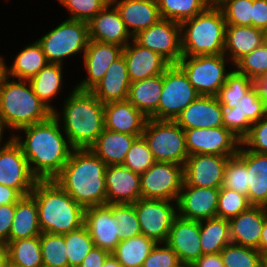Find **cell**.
Returning a JSON list of instances; mask_svg holds the SVG:
<instances>
[{
  "mask_svg": "<svg viewBox=\"0 0 267 267\" xmlns=\"http://www.w3.org/2000/svg\"><path fill=\"white\" fill-rule=\"evenodd\" d=\"M58 113L55 110L47 120L18 129L20 132L24 131L26 137L24 141L20 136L14 133L12 135L21 147L32 174L38 180L54 179L74 149L68 138L62 135Z\"/></svg>",
  "mask_w": 267,
  "mask_h": 267,
  "instance_id": "6da1fadb",
  "label": "cell"
},
{
  "mask_svg": "<svg viewBox=\"0 0 267 267\" xmlns=\"http://www.w3.org/2000/svg\"><path fill=\"white\" fill-rule=\"evenodd\" d=\"M106 167L89 148L73 149L54 180L83 208L106 205Z\"/></svg>",
  "mask_w": 267,
  "mask_h": 267,
  "instance_id": "7a4b0ae2",
  "label": "cell"
},
{
  "mask_svg": "<svg viewBox=\"0 0 267 267\" xmlns=\"http://www.w3.org/2000/svg\"><path fill=\"white\" fill-rule=\"evenodd\" d=\"M31 195L38 206V220L42 233L65 234L83 225L84 208L54 179L37 180Z\"/></svg>",
  "mask_w": 267,
  "mask_h": 267,
  "instance_id": "3957f363",
  "label": "cell"
},
{
  "mask_svg": "<svg viewBox=\"0 0 267 267\" xmlns=\"http://www.w3.org/2000/svg\"><path fill=\"white\" fill-rule=\"evenodd\" d=\"M61 113L66 137L74 149H88L105 128L104 105L91 91L73 88Z\"/></svg>",
  "mask_w": 267,
  "mask_h": 267,
  "instance_id": "277c9868",
  "label": "cell"
},
{
  "mask_svg": "<svg viewBox=\"0 0 267 267\" xmlns=\"http://www.w3.org/2000/svg\"><path fill=\"white\" fill-rule=\"evenodd\" d=\"M180 26L183 56L224 53L226 21L219 6H208Z\"/></svg>",
  "mask_w": 267,
  "mask_h": 267,
  "instance_id": "5b68a950",
  "label": "cell"
},
{
  "mask_svg": "<svg viewBox=\"0 0 267 267\" xmlns=\"http://www.w3.org/2000/svg\"><path fill=\"white\" fill-rule=\"evenodd\" d=\"M53 111L35 94L29 80L9 77L0 86V117L6 128L18 129L47 120Z\"/></svg>",
  "mask_w": 267,
  "mask_h": 267,
  "instance_id": "8992f818",
  "label": "cell"
},
{
  "mask_svg": "<svg viewBox=\"0 0 267 267\" xmlns=\"http://www.w3.org/2000/svg\"><path fill=\"white\" fill-rule=\"evenodd\" d=\"M142 137L156 162L184 165L189 157L185 132L175 121L148 118Z\"/></svg>",
  "mask_w": 267,
  "mask_h": 267,
  "instance_id": "52a82bcc",
  "label": "cell"
},
{
  "mask_svg": "<svg viewBox=\"0 0 267 267\" xmlns=\"http://www.w3.org/2000/svg\"><path fill=\"white\" fill-rule=\"evenodd\" d=\"M89 40L87 22L67 19L37 41L48 63L63 65V58L84 54Z\"/></svg>",
  "mask_w": 267,
  "mask_h": 267,
  "instance_id": "ba28073f",
  "label": "cell"
},
{
  "mask_svg": "<svg viewBox=\"0 0 267 267\" xmlns=\"http://www.w3.org/2000/svg\"><path fill=\"white\" fill-rule=\"evenodd\" d=\"M224 54L183 56L177 65L200 96H217L229 72H226Z\"/></svg>",
  "mask_w": 267,
  "mask_h": 267,
  "instance_id": "9c48e42d",
  "label": "cell"
},
{
  "mask_svg": "<svg viewBox=\"0 0 267 267\" xmlns=\"http://www.w3.org/2000/svg\"><path fill=\"white\" fill-rule=\"evenodd\" d=\"M199 96L184 71L177 64H171L163 72V88L158 104V120L175 121L180 113Z\"/></svg>",
  "mask_w": 267,
  "mask_h": 267,
  "instance_id": "30bf717a",
  "label": "cell"
},
{
  "mask_svg": "<svg viewBox=\"0 0 267 267\" xmlns=\"http://www.w3.org/2000/svg\"><path fill=\"white\" fill-rule=\"evenodd\" d=\"M183 182V165L155 162L140 175L141 198L177 203Z\"/></svg>",
  "mask_w": 267,
  "mask_h": 267,
  "instance_id": "8fae6325",
  "label": "cell"
},
{
  "mask_svg": "<svg viewBox=\"0 0 267 267\" xmlns=\"http://www.w3.org/2000/svg\"><path fill=\"white\" fill-rule=\"evenodd\" d=\"M162 199L140 198L135 203L140 229L143 235L156 243H165L174 219L178 216L177 203Z\"/></svg>",
  "mask_w": 267,
  "mask_h": 267,
  "instance_id": "7c38bea8",
  "label": "cell"
},
{
  "mask_svg": "<svg viewBox=\"0 0 267 267\" xmlns=\"http://www.w3.org/2000/svg\"><path fill=\"white\" fill-rule=\"evenodd\" d=\"M140 46L160 54L170 64H177L183 57L180 23L160 19L156 24L141 30L132 38Z\"/></svg>",
  "mask_w": 267,
  "mask_h": 267,
  "instance_id": "4fadbf2b",
  "label": "cell"
},
{
  "mask_svg": "<svg viewBox=\"0 0 267 267\" xmlns=\"http://www.w3.org/2000/svg\"><path fill=\"white\" fill-rule=\"evenodd\" d=\"M38 179L32 174L21 147L12 136L0 147V184L30 195Z\"/></svg>",
  "mask_w": 267,
  "mask_h": 267,
  "instance_id": "5bb4252c",
  "label": "cell"
},
{
  "mask_svg": "<svg viewBox=\"0 0 267 267\" xmlns=\"http://www.w3.org/2000/svg\"><path fill=\"white\" fill-rule=\"evenodd\" d=\"M189 156L194 154L235 156L241 140L225 127L184 130Z\"/></svg>",
  "mask_w": 267,
  "mask_h": 267,
  "instance_id": "9a60e30c",
  "label": "cell"
},
{
  "mask_svg": "<svg viewBox=\"0 0 267 267\" xmlns=\"http://www.w3.org/2000/svg\"><path fill=\"white\" fill-rule=\"evenodd\" d=\"M219 190L190 186L183 182L177 200L178 216L197 221L217 217Z\"/></svg>",
  "mask_w": 267,
  "mask_h": 267,
  "instance_id": "2e32d148",
  "label": "cell"
},
{
  "mask_svg": "<svg viewBox=\"0 0 267 267\" xmlns=\"http://www.w3.org/2000/svg\"><path fill=\"white\" fill-rule=\"evenodd\" d=\"M229 156L194 154L183 165L184 183L195 187L220 188Z\"/></svg>",
  "mask_w": 267,
  "mask_h": 267,
  "instance_id": "e0dca14e",
  "label": "cell"
},
{
  "mask_svg": "<svg viewBox=\"0 0 267 267\" xmlns=\"http://www.w3.org/2000/svg\"><path fill=\"white\" fill-rule=\"evenodd\" d=\"M83 225L90 234L94 247L108 251L110 254L121 242L118 219L111 212V204L84 208Z\"/></svg>",
  "mask_w": 267,
  "mask_h": 267,
  "instance_id": "ac0fdd59",
  "label": "cell"
},
{
  "mask_svg": "<svg viewBox=\"0 0 267 267\" xmlns=\"http://www.w3.org/2000/svg\"><path fill=\"white\" fill-rule=\"evenodd\" d=\"M165 243L175 251L180 263L189 267L203 255L200 242V221L177 216Z\"/></svg>",
  "mask_w": 267,
  "mask_h": 267,
  "instance_id": "d6986e66",
  "label": "cell"
},
{
  "mask_svg": "<svg viewBox=\"0 0 267 267\" xmlns=\"http://www.w3.org/2000/svg\"><path fill=\"white\" fill-rule=\"evenodd\" d=\"M122 52L123 47L118 45L89 40L83 54L87 77L75 88L91 91L104 77L111 63L122 55Z\"/></svg>",
  "mask_w": 267,
  "mask_h": 267,
  "instance_id": "ffe728a7",
  "label": "cell"
},
{
  "mask_svg": "<svg viewBox=\"0 0 267 267\" xmlns=\"http://www.w3.org/2000/svg\"><path fill=\"white\" fill-rule=\"evenodd\" d=\"M122 54L131 83L163 74L171 65L160 54L140 46L133 39L123 48Z\"/></svg>",
  "mask_w": 267,
  "mask_h": 267,
  "instance_id": "44dd1931",
  "label": "cell"
},
{
  "mask_svg": "<svg viewBox=\"0 0 267 267\" xmlns=\"http://www.w3.org/2000/svg\"><path fill=\"white\" fill-rule=\"evenodd\" d=\"M107 204H133L141 198L140 174L124 165H109L105 170Z\"/></svg>",
  "mask_w": 267,
  "mask_h": 267,
  "instance_id": "7402d4cb",
  "label": "cell"
},
{
  "mask_svg": "<svg viewBox=\"0 0 267 267\" xmlns=\"http://www.w3.org/2000/svg\"><path fill=\"white\" fill-rule=\"evenodd\" d=\"M88 26L90 40L115 44L124 48L133 38L121 19L119 11L111 3L97 13L88 22Z\"/></svg>",
  "mask_w": 267,
  "mask_h": 267,
  "instance_id": "603a6c76",
  "label": "cell"
},
{
  "mask_svg": "<svg viewBox=\"0 0 267 267\" xmlns=\"http://www.w3.org/2000/svg\"><path fill=\"white\" fill-rule=\"evenodd\" d=\"M175 122L183 129L224 127L223 106L216 96H199Z\"/></svg>",
  "mask_w": 267,
  "mask_h": 267,
  "instance_id": "cb8c5ba5",
  "label": "cell"
},
{
  "mask_svg": "<svg viewBox=\"0 0 267 267\" xmlns=\"http://www.w3.org/2000/svg\"><path fill=\"white\" fill-rule=\"evenodd\" d=\"M104 120L107 130L142 136L148 117L125 100L106 103Z\"/></svg>",
  "mask_w": 267,
  "mask_h": 267,
  "instance_id": "d4e9b609",
  "label": "cell"
},
{
  "mask_svg": "<svg viewBox=\"0 0 267 267\" xmlns=\"http://www.w3.org/2000/svg\"><path fill=\"white\" fill-rule=\"evenodd\" d=\"M267 207L250 206L229 220L230 238L233 244L258 248Z\"/></svg>",
  "mask_w": 267,
  "mask_h": 267,
  "instance_id": "484cf974",
  "label": "cell"
},
{
  "mask_svg": "<svg viewBox=\"0 0 267 267\" xmlns=\"http://www.w3.org/2000/svg\"><path fill=\"white\" fill-rule=\"evenodd\" d=\"M111 4L119 11L132 37L161 19L156 0H111Z\"/></svg>",
  "mask_w": 267,
  "mask_h": 267,
  "instance_id": "4316f807",
  "label": "cell"
},
{
  "mask_svg": "<svg viewBox=\"0 0 267 267\" xmlns=\"http://www.w3.org/2000/svg\"><path fill=\"white\" fill-rule=\"evenodd\" d=\"M130 80L123 54L114 60L101 81L91 90L103 104L125 101L128 98Z\"/></svg>",
  "mask_w": 267,
  "mask_h": 267,
  "instance_id": "83f0119b",
  "label": "cell"
},
{
  "mask_svg": "<svg viewBox=\"0 0 267 267\" xmlns=\"http://www.w3.org/2000/svg\"><path fill=\"white\" fill-rule=\"evenodd\" d=\"M236 155L246 164L250 204L267 207V154L240 147Z\"/></svg>",
  "mask_w": 267,
  "mask_h": 267,
  "instance_id": "f1b7e54d",
  "label": "cell"
},
{
  "mask_svg": "<svg viewBox=\"0 0 267 267\" xmlns=\"http://www.w3.org/2000/svg\"><path fill=\"white\" fill-rule=\"evenodd\" d=\"M265 31L253 26L226 25L224 55H230L233 66L265 42Z\"/></svg>",
  "mask_w": 267,
  "mask_h": 267,
  "instance_id": "f546056e",
  "label": "cell"
},
{
  "mask_svg": "<svg viewBox=\"0 0 267 267\" xmlns=\"http://www.w3.org/2000/svg\"><path fill=\"white\" fill-rule=\"evenodd\" d=\"M138 137L141 136L118 133L104 128L89 149L107 166L120 165L123 164L130 147Z\"/></svg>",
  "mask_w": 267,
  "mask_h": 267,
  "instance_id": "4dcf8cb0",
  "label": "cell"
},
{
  "mask_svg": "<svg viewBox=\"0 0 267 267\" xmlns=\"http://www.w3.org/2000/svg\"><path fill=\"white\" fill-rule=\"evenodd\" d=\"M163 88V74L130 83L127 100L148 118L158 120V104Z\"/></svg>",
  "mask_w": 267,
  "mask_h": 267,
  "instance_id": "1f68e13d",
  "label": "cell"
},
{
  "mask_svg": "<svg viewBox=\"0 0 267 267\" xmlns=\"http://www.w3.org/2000/svg\"><path fill=\"white\" fill-rule=\"evenodd\" d=\"M41 233L36 200L31 194L23 196L15 204V214L9 233V241L40 236Z\"/></svg>",
  "mask_w": 267,
  "mask_h": 267,
  "instance_id": "d6a6232c",
  "label": "cell"
},
{
  "mask_svg": "<svg viewBox=\"0 0 267 267\" xmlns=\"http://www.w3.org/2000/svg\"><path fill=\"white\" fill-rule=\"evenodd\" d=\"M14 59L12 65L8 67V77H16L20 80H30L48 64L37 40L25 46Z\"/></svg>",
  "mask_w": 267,
  "mask_h": 267,
  "instance_id": "836d02e7",
  "label": "cell"
},
{
  "mask_svg": "<svg viewBox=\"0 0 267 267\" xmlns=\"http://www.w3.org/2000/svg\"><path fill=\"white\" fill-rule=\"evenodd\" d=\"M200 242L203 255L220 253L226 245L232 243L229 220L219 217L201 220Z\"/></svg>",
  "mask_w": 267,
  "mask_h": 267,
  "instance_id": "e575fe53",
  "label": "cell"
},
{
  "mask_svg": "<svg viewBox=\"0 0 267 267\" xmlns=\"http://www.w3.org/2000/svg\"><path fill=\"white\" fill-rule=\"evenodd\" d=\"M156 242L143 234L122 240L111 253L123 267H142Z\"/></svg>",
  "mask_w": 267,
  "mask_h": 267,
  "instance_id": "d590c367",
  "label": "cell"
},
{
  "mask_svg": "<svg viewBox=\"0 0 267 267\" xmlns=\"http://www.w3.org/2000/svg\"><path fill=\"white\" fill-rule=\"evenodd\" d=\"M62 79V65L48 63L29 80L34 94L53 112L55 111L54 106L48 102L59 93Z\"/></svg>",
  "mask_w": 267,
  "mask_h": 267,
  "instance_id": "8d00e7d4",
  "label": "cell"
},
{
  "mask_svg": "<svg viewBox=\"0 0 267 267\" xmlns=\"http://www.w3.org/2000/svg\"><path fill=\"white\" fill-rule=\"evenodd\" d=\"M9 262L20 267H41L43 265L40 236L9 241L5 245Z\"/></svg>",
  "mask_w": 267,
  "mask_h": 267,
  "instance_id": "74e56055",
  "label": "cell"
},
{
  "mask_svg": "<svg viewBox=\"0 0 267 267\" xmlns=\"http://www.w3.org/2000/svg\"><path fill=\"white\" fill-rule=\"evenodd\" d=\"M253 86L252 79L234 69L228 74L216 97L224 108H235Z\"/></svg>",
  "mask_w": 267,
  "mask_h": 267,
  "instance_id": "f35d334b",
  "label": "cell"
},
{
  "mask_svg": "<svg viewBox=\"0 0 267 267\" xmlns=\"http://www.w3.org/2000/svg\"><path fill=\"white\" fill-rule=\"evenodd\" d=\"M161 19L178 23L203 12L209 5L204 0H156Z\"/></svg>",
  "mask_w": 267,
  "mask_h": 267,
  "instance_id": "ab89813d",
  "label": "cell"
},
{
  "mask_svg": "<svg viewBox=\"0 0 267 267\" xmlns=\"http://www.w3.org/2000/svg\"><path fill=\"white\" fill-rule=\"evenodd\" d=\"M40 246L44 266L69 267L63 234L41 233Z\"/></svg>",
  "mask_w": 267,
  "mask_h": 267,
  "instance_id": "60d3db41",
  "label": "cell"
},
{
  "mask_svg": "<svg viewBox=\"0 0 267 267\" xmlns=\"http://www.w3.org/2000/svg\"><path fill=\"white\" fill-rule=\"evenodd\" d=\"M63 236L69 267H78L94 247L93 240L84 225L77 230L63 234Z\"/></svg>",
  "mask_w": 267,
  "mask_h": 267,
  "instance_id": "b9f144b4",
  "label": "cell"
},
{
  "mask_svg": "<svg viewBox=\"0 0 267 267\" xmlns=\"http://www.w3.org/2000/svg\"><path fill=\"white\" fill-rule=\"evenodd\" d=\"M220 254L224 267H261L262 254L253 247L230 243L221 250Z\"/></svg>",
  "mask_w": 267,
  "mask_h": 267,
  "instance_id": "7bdbcfd3",
  "label": "cell"
},
{
  "mask_svg": "<svg viewBox=\"0 0 267 267\" xmlns=\"http://www.w3.org/2000/svg\"><path fill=\"white\" fill-rule=\"evenodd\" d=\"M221 187L229 188L248 197L249 183L246 164L237 155L228 158Z\"/></svg>",
  "mask_w": 267,
  "mask_h": 267,
  "instance_id": "ee69618b",
  "label": "cell"
},
{
  "mask_svg": "<svg viewBox=\"0 0 267 267\" xmlns=\"http://www.w3.org/2000/svg\"><path fill=\"white\" fill-rule=\"evenodd\" d=\"M236 70L253 81L267 75V42L242 57L235 65Z\"/></svg>",
  "mask_w": 267,
  "mask_h": 267,
  "instance_id": "f6af8a7d",
  "label": "cell"
},
{
  "mask_svg": "<svg viewBox=\"0 0 267 267\" xmlns=\"http://www.w3.org/2000/svg\"><path fill=\"white\" fill-rule=\"evenodd\" d=\"M252 206L248 197L229 188L220 187L217 217L230 220Z\"/></svg>",
  "mask_w": 267,
  "mask_h": 267,
  "instance_id": "bcb514c9",
  "label": "cell"
},
{
  "mask_svg": "<svg viewBox=\"0 0 267 267\" xmlns=\"http://www.w3.org/2000/svg\"><path fill=\"white\" fill-rule=\"evenodd\" d=\"M111 212L118 219L120 241L142 234L133 204H111Z\"/></svg>",
  "mask_w": 267,
  "mask_h": 267,
  "instance_id": "7dc6e473",
  "label": "cell"
},
{
  "mask_svg": "<svg viewBox=\"0 0 267 267\" xmlns=\"http://www.w3.org/2000/svg\"><path fill=\"white\" fill-rule=\"evenodd\" d=\"M155 162L156 161L147 142L141 136L138 137L130 147L122 165L134 173L141 175Z\"/></svg>",
  "mask_w": 267,
  "mask_h": 267,
  "instance_id": "c3c4849f",
  "label": "cell"
},
{
  "mask_svg": "<svg viewBox=\"0 0 267 267\" xmlns=\"http://www.w3.org/2000/svg\"><path fill=\"white\" fill-rule=\"evenodd\" d=\"M219 7L226 25L252 26L253 0H223Z\"/></svg>",
  "mask_w": 267,
  "mask_h": 267,
  "instance_id": "681fc988",
  "label": "cell"
},
{
  "mask_svg": "<svg viewBox=\"0 0 267 267\" xmlns=\"http://www.w3.org/2000/svg\"><path fill=\"white\" fill-rule=\"evenodd\" d=\"M71 12L68 19L89 22L102 11L111 0H59Z\"/></svg>",
  "mask_w": 267,
  "mask_h": 267,
  "instance_id": "f907efd6",
  "label": "cell"
},
{
  "mask_svg": "<svg viewBox=\"0 0 267 267\" xmlns=\"http://www.w3.org/2000/svg\"><path fill=\"white\" fill-rule=\"evenodd\" d=\"M240 146H248L245 148L252 152L267 154V118L263 117L251 125Z\"/></svg>",
  "mask_w": 267,
  "mask_h": 267,
  "instance_id": "816d5d0a",
  "label": "cell"
},
{
  "mask_svg": "<svg viewBox=\"0 0 267 267\" xmlns=\"http://www.w3.org/2000/svg\"><path fill=\"white\" fill-rule=\"evenodd\" d=\"M240 105L235 108L223 107L224 127L242 140L250 130L252 123L243 116Z\"/></svg>",
  "mask_w": 267,
  "mask_h": 267,
  "instance_id": "f5cc1de1",
  "label": "cell"
},
{
  "mask_svg": "<svg viewBox=\"0 0 267 267\" xmlns=\"http://www.w3.org/2000/svg\"><path fill=\"white\" fill-rule=\"evenodd\" d=\"M156 243L142 267H177L180 261L175 251L166 243ZM162 245V247L160 246ZM160 246V247H159Z\"/></svg>",
  "mask_w": 267,
  "mask_h": 267,
  "instance_id": "db71d44e",
  "label": "cell"
},
{
  "mask_svg": "<svg viewBox=\"0 0 267 267\" xmlns=\"http://www.w3.org/2000/svg\"><path fill=\"white\" fill-rule=\"evenodd\" d=\"M239 105L243 116H246L252 124L258 122L265 115V102L259 97L254 86L240 100Z\"/></svg>",
  "mask_w": 267,
  "mask_h": 267,
  "instance_id": "11a10c76",
  "label": "cell"
},
{
  "mask_svg": "<svg viewBox=\"0 0 267 267\" xmlns=\"http://www.w3.org/2000/svg\"><path fill=\"white\" fill-rule=\"evenodd\" d=\"M15 214V204L0 205V245L9 242V233Z\"/></svg>",
  "mask_w": 267,
  "mask_h": 267,
  "instance_id": "9f6ffc18",
  "label": "cell"
},
{
  "mask_svg": "<svg viewBox=\"0 0 267 267\" xmlns=\"http://www.w3.org/2000/svg\"><path fill=\"white\" fill-rule=\"evenodd\" d=\"M252 26L267 29V0H253Z\"/></svg>",
  "mask_w": 267,
  "mask_h": 267,
  "instance_id": "6f0895ef",
  "label": "cell"
},
{
  "mask_svg": "<svg viewBox=\"0 0 267 267\" xmlns=\"http://www.w3.org/2000/svg\"><path fill=\"white\" fill-rule=\"evenodd\" d=\"M110 253L98 247H93L78 267H102Z\"/></svg>",
  "mask_w": 267,
  "mask_h": 267,
  "instance_id": "680465c9",
  "label": "cell"
},
{
  "mask_svg": "<svg viewBox=\"0 0 267 267\" xmlns=\"http://www.w3.org/2000/svg\"><path fill=\"white\" fill-rule=\"evenodd\" d=\"M189 267H224V263L220 253L201 255Z\"/></svg>",
  "mask_w": 267,
  "mask_h": 267,
  "instance_id": "91938a15",
  "label": "cell"
},
{
  "mask_svg": "<svg viewBox=\"0 0 267 267\" xmlns=\"http://www.w3.org/2000/svg\"><path fill=\"white\" fill-rule=\"evenodd\" d=\"M22 197L16 189L0 184V205L16 204Z\"/></svg>",
  "mask_w": 267,
  "mask_h": 267,
  "instance_id": "94428289",
  "label": "cell"
},
{
  "mask_svg": "<svg viewBox=\"0 0 267 267\" xmlns=\"http://www.w3.org/2000/svg\"><path fill=\"white\" fill-rule=\"evenodd\" d=\"M254 87L256 88L259 97L266 102L267 101V75L264 77H258L254 80Z\"/></svg>",
  "mask_w": 267,
  "mask_h": 267,
  "instance_id": "6125c7cd",
  "label": "cell"
},
{
  "mask_svg": "<svg viewBox=\"0 0 267 267\" xmlns=\"http://www.w3.org/2000/svg\"><path fill=\"white\" fill-rule=\"evenodd\" d=\"M257 249L261 254L267 252V214L265 216L264 225L261 231L259 247Z\"/></svg>",
  "mask_w": 267,
  "mask_h": 267,
  "instance_id": "be15d7a7",
  "label": "cell"
},
{
  "mask_svg": "<svg viewBox=\"0 0 267 267\" xmlns=\"http://www.w3.org/2000/svg\"><path fill=\"white\" fill-rule=\"evenodd\" d=\"M8 78V67L5 65L3 57L0 56V86Z\"/></svg>",
  "mask_w": 267,
  "mask_h": 267,
  "instance_id": "e7e4bbea",
  "label": "cell"
},
{
  "mask_svg": "<svg viewBox=\"0 0 267 267\" xmlns=\"http://www.w3.org/2000/svg\"><path fill=\"white\" fill-rule=\"evenodd\" d=\"M9 262L5 246L0 245V267H7Z\"/></svg>",
  "mask_w": 267,
  "mask_h": 267,
  "instance_id": "03108f58",
  "label": "cell"
},
{
  "mask_svg": "<svg viewBox=\"0 0 267 267\" xmlns=\"http://www.w3.org/2000/svg\"><path fill=\"white\" fill-rule=\"evenodd\" d=\"M102 267H123V266L118 262V260L112 254H110L103 263Z\"/></svg>",
  "mask_w": 267,
  "mask_h": 267,
  "instance_id": "003e7915",
  "label": "cell"
},
{
  "mask_svg": "<svg viewBox=\"0 0 267 267\" xmlns=\"http://www.w3.org/2000/svg\"><path fill=\"white\" fill-rule=\"evenodd\" d=\"M209 6H219L223 0H204Z\"/></svg>",
  "mask_w": 267,
  "mask_h": 267,
  "instance_id": "a7ac6f4b",
  "label": "cell"
},
{
  "mask_svg": "<svg viewBox=\"0 0 267 267\" xmlns=\"http://www.w3.org/2000/svg\"><path fill=\"white\" fill-rule=\"evenodd\" d=\"M6 128V126L4 125V123H3V120H2V118L0 117V147H1V140H2V135H3V133H4V129Z\"/></svg>",
  "mask_w": 267,
  "mask_h": 267,
  "instance_id": "89a4df30",
  "label": "cell"
},
{
  "mask_svg": "<svg viewBox=\"0 0 267 267\" xmlns=\"http://www.w3.org/2000/svg\"><path fill=\"white\" fill-rule=\"evenodd\" d=\"M261 267H267V252L261 255Z\"/></svg>",
  "mask_w": 267,
  "mask_h": 267,
  "instance_id": "2644e50d",
  "label": "cell"
},
{
  "mask_svg": "<svg viewBox=\"0 0 267 267\" xmlns=\"http://www.w3.org/2000/svg\"><path fill=\"white\" fill-rule=\"evenodd\" d=\"M7 267H20V266H17V265H15V264H12L11 262H8Z\"/></svg>",
  "mask_w": 267,
  "mask_h": 267,
  "instance_id": "8c879c8a",
  "label": "cell"
},
{
  "mask_svg": "<svg viewBox=\"0 0 267 267\" xmlns=\"http://www.w3.org/2000/svg\"><path fill=\"white\" fill-rule=\"evenodd\" d=\"M265 118H267V101L265 102V115H264Z\"/></svg>",
  "mask_w": 267,
  "mask_h": 267,
  "instance_id": "753ad0ef",
  "label": "cell"
},
{
  "mask_svg": "<svg viewBox=\"0 0 267 267\" xmlns=\"http://www.w3.org/2000/svg\"><path fill=\"white\" fill-rule=\"evenodd\" d=\"M177 267H188V266L180 263Z\"/></svg>",
  "mask_w": 267,
  "mask_h": 267,
  "instance_id": "34e18365",
  "label": "cell"
},
{
  "mask_svg": "<svg viewBox=\"0 0 267 267\" xmlns=\"http://www.w3.org/2000/svg\"><path fill=\"white\" fill-rule=\"evenodd\" d=\"M265 40L267 42V29L265 30Z\"/></svg>",
  "mask_w": 267,
  "mask_h": 267,
  "instance_id": "11e5206c",
  "label": "cell"
}]
</instances>
